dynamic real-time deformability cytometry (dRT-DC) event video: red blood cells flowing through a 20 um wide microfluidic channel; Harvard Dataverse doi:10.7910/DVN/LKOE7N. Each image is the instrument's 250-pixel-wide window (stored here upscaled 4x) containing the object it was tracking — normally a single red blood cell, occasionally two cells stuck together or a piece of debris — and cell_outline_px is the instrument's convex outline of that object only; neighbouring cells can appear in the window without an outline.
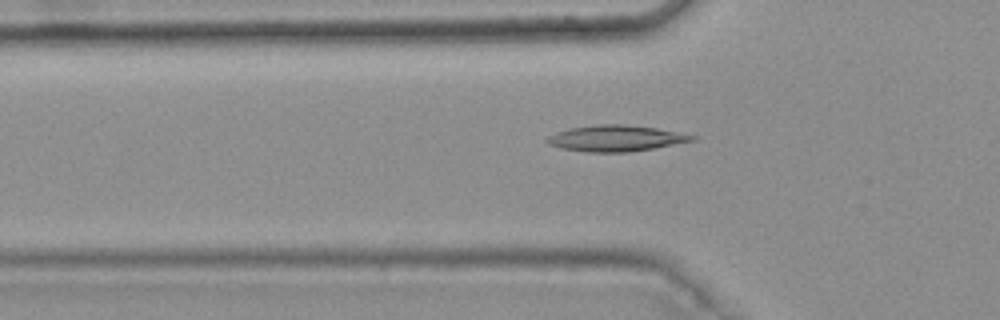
{"species": "common noctule bat (a hibernating species)", "species_latin": "Nyctalus noctula", "temperature_condition": "warm", "stored_images_in_passage": 37, "camera_frame_rate_fps": 3000, "um_per_image_px": 0.085, "animal": {"sex": "female", "body_mass_g": 25.1}, "frame": {"image": 1, "passage_image": 6, "time_ms": 1.667, "image_size_px": [1000, 320], "cell_outline_px": [[696, 140], [652, 148], [628, 152], [588, 152], [560, 148], [548, 144], [544, 140], [548, 136], [556, 132], [568, 128], [596, 124], [624, 124], [656, 128], [696, 136]], "centroid_in_image_um": [52.27, 11.75], "position_along_channel_um": 73.5, "area_um2": 21.96}}
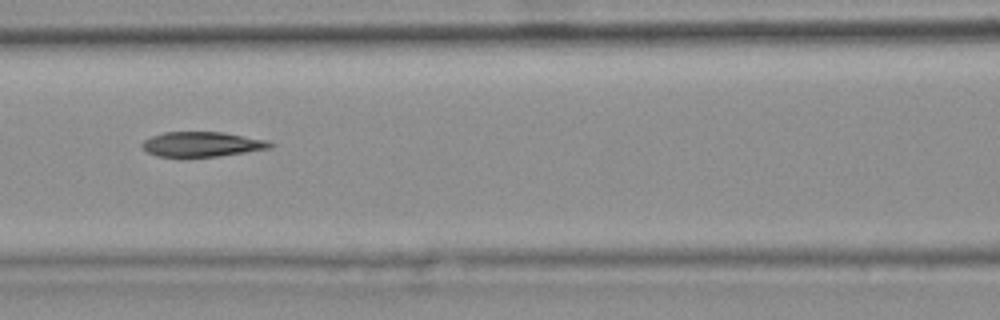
{"frame": {"image": 2, "passage_image": 12, "time_ms": 3.667, "image_size_px": [1000, 320], "cell_outline_px": [[276, 144], [272, 148], [216, 156], [156, 156], [148, 152], [140, 144], [144, 140], [152, 136], [164, 132], [224, 132], [268, 140]], "centroid_in_image_um": [17.21, 12.24], "position_along_channel_um": 149.4, "area_um2": 18.44}}
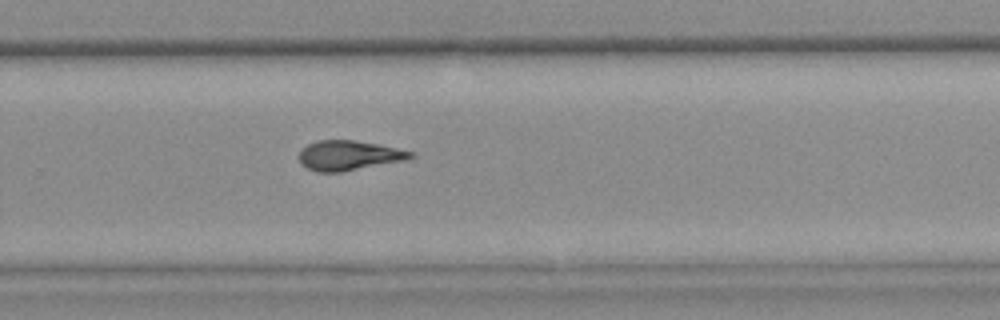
{"frame": {"image": 3, "passage_image": 24, "time_ms": 7.667, "image_size_px": [1000, 320], "cell_outline_px": [[416, 156], [408, 160], [340, 172], [316, 172], [308, 168], [300, 160], [300, 152], [308, 144], [316, 140], [352, 140], [380, 144], [416, 152]], "centroid_in_image_um": [29.74, 13.21], "position_along_channel_um": 300.1, "area_um2": 19.42}, "authors_computed_cell_mechanics": {"area_um2": 19.4208, "velocity_mm_per_s": 3.7734, "shape_relaxation_time_tau1_ms": null, "shape_relaxation_time_tau2_ms": 4.9381, "deformation_change_tau1": null, "deformation_change_tau2": 0.1376}}